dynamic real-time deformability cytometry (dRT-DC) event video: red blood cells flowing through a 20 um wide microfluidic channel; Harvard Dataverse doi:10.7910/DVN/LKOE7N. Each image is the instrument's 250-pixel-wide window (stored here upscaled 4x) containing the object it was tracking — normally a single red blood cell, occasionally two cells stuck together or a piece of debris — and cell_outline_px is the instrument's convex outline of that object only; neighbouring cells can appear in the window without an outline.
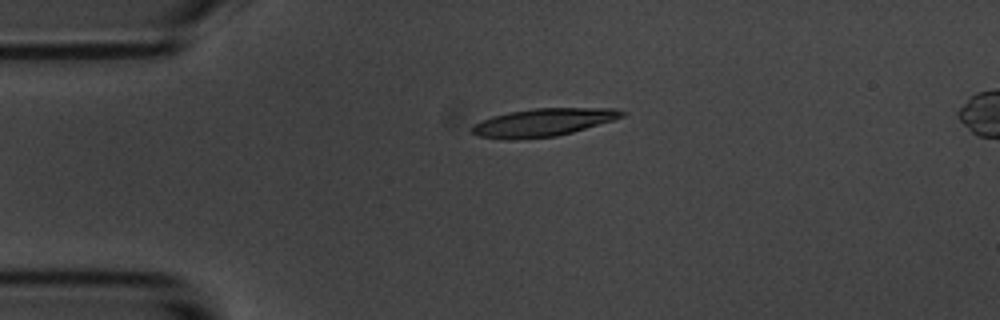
{"species": "common noctule bat (a hibernating species)", "species_latin": "Nyctalus noctula", "temperature_condition": "room temperature", "stored_images_in_passage": 44, "camera_frame_rate_fps": 3000, "um_per_image_px": 0.085, "animal": {"sex": "male", "body_mass_g": 20.1, "forearm_length_mm": 53.5}, "frame": {"image": 1, "passage_image": 1, "time_ms": 0.0, "image_size_px": [1000, 320], "cell_outline_px": [[628, 112], [624, 116], [612, 120], [572, 132], [556, 136], [512, 140], [504, 140], [476, 136], [472, 132], [472, 124], [492, 116], [512, 112], [536, 108], [616, 108]], "centroid_in_image_um": [46.14, 10.41], "position_along_channel_um": 38.9, "area_um2": 24.33}}
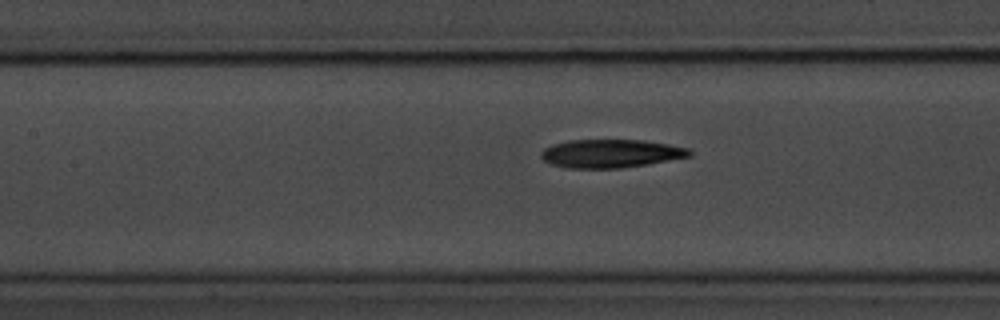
{"frame": {"image": 2, "passage_image": 13, "time_ms": 4.0, "image_size_px": [1000, 320], "cell_outline_px": [[692, 156], [648, 164], [620, 168], [564, 168], [552, 164], [544, 160], [540, 156], [540, 152], [544, 148], [552, 144], [568, 140], [644, 140], [692, 148]], "centroid_in_image_um": [51.93, 13.04], "position_along_channel_um": 155.5, "area_um2": 24.74}}
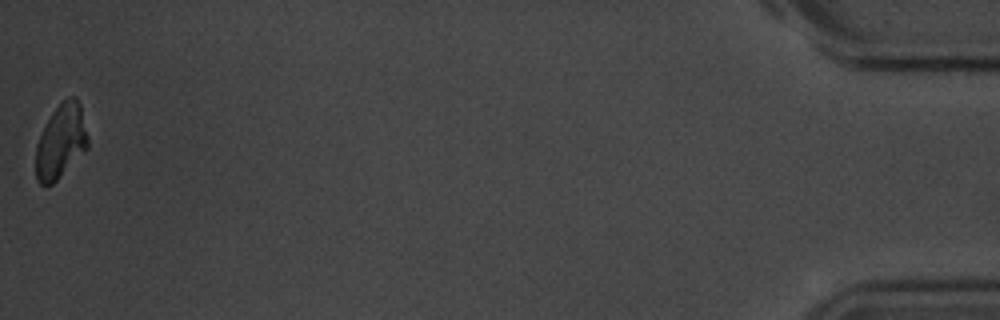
{"frame": {"image": 3, "passage_image": 44, "time_ms": 14.333, "image_size_px": [1000, 320], "cell_outline_px": [[88, 148], [52, 184], [40, 184], [36, 180], [36, 144], [52, 112], [68, 96], [76, 96], [80, 104], [88, 136]], "centroid_in_image_um": [5.19, 12.01], "position_along_channel_um": 430.0, "area_um2": 22.2}, "authors_computed_cell_mechanics": {"area_um2": 24.276, "velocity_mm_per_s": 3.5893, "shape_relaxation_time_tau1_ms": 4.5255, "shape_relaxation_time_tau2_ms": 5.933, "deformation_change_tau1": 0.1476, "deformation_change_tau2": 0.129}}